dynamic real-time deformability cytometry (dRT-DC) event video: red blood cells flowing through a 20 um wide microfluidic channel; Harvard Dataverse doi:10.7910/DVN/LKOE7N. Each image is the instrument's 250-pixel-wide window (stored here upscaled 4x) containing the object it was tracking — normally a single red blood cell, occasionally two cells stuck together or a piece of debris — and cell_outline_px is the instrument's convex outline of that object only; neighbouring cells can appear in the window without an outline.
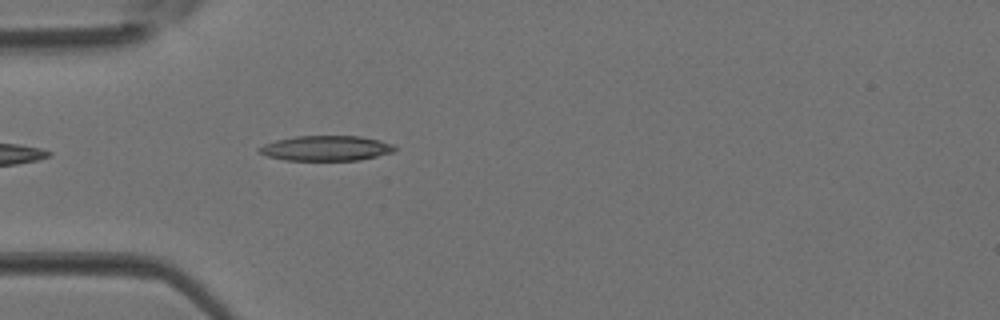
{"species": "Egyptian fruit bat (a non-hibernating species)", "species_latin": "Rousettus aegyptiacus", "temperature_condition": "room temperature", "stored_images_in_passage": 3, "camera_frame_rate_fps": 3000, "um_per_image_px": 0.085, "animal": {"sex": "female"}, "frame": {"image": 1, "passage_image": 3, "time_ms": 0.667, "image_size_px": [1000, 320], "cell_outline_px": [[400, 148], [392, 152], [360, 160], [284, 160], [268, 156], [256, 152], [256, 148], [264, 144], [276, 140], [296, 136], [360, 136], [380, 140], [392, 144]], "centroid_in_image_um": [27.7, 12.6], "position_along_channel_um": 57.3, "area_um2": 19.94}}